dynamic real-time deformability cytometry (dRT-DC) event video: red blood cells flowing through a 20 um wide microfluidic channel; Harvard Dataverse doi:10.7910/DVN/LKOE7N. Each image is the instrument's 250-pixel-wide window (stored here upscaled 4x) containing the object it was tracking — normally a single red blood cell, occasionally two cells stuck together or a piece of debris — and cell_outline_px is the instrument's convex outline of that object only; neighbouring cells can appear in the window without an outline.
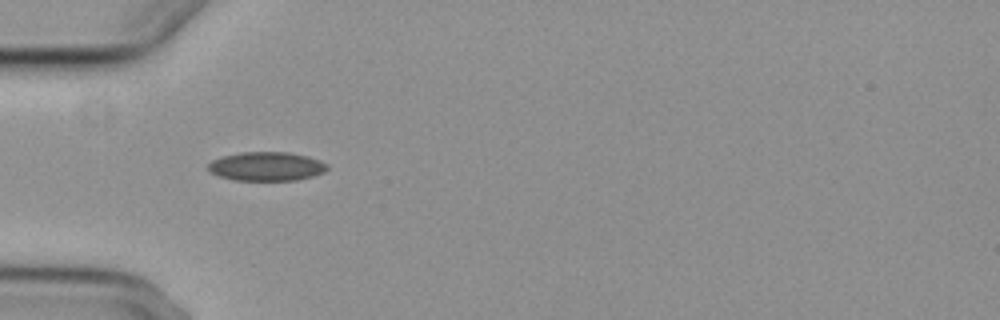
{"species": "common noctule bat (a hibernating species)", "species_latin": "Nyctalus noctula", "temperature_condition": "cold", "stored_images_in_passage": 4, "camera_frame_rate_fps": 3000, "um_per_image_px": 0.085, "animal": {"sex": "female", "body_mass_g": 29.2, "forearm_length_mm": 56.3}, "frame": {"image": 1, "passage_image": 1, "time_ms": 0.0, "image_size_px": [1000, 320], "cell_outline_px": [[328, 168], [324, 172], [312, 176], [296, 180], [236, 180], [220, 176], [208, 172], [208, 164], [212, 160], [220, 156], [240, 152], [288, 152], [308, 156], [320, 160], [328, 164]], "centroid_in_image_um": [22.64, 14.13], "position_along_channel_um": 62.4, "area_um2": 20.17}}
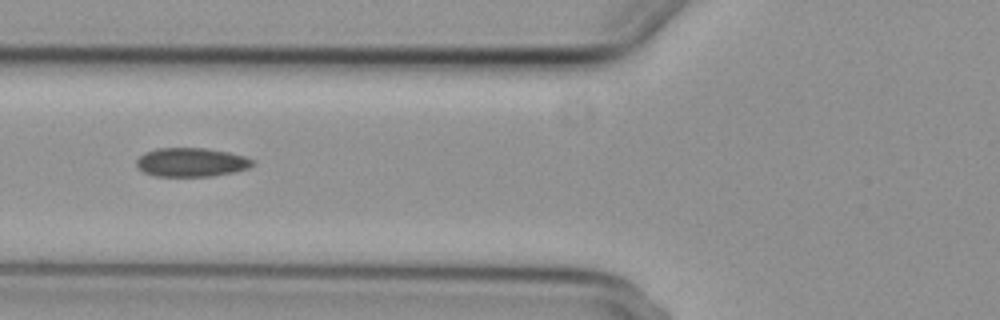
{"frame": {"image": 2, "passage_image": 2, "time_ms": 1.333, "image_size_px": [1000, 320], "cell_outline_px": [[256, 164], [248, 168], [236, 172], [212, 176], [156, 176], [144, 172], [136, 164], [136, 160], [144, 152], [156, 148], [204, 148], [228, 152], [244, 156], [252, 160]], "centroid_in_image_um": [16.27, 13.79], "position_along_channel_um": 109.5, "area_um2": 19.54}}